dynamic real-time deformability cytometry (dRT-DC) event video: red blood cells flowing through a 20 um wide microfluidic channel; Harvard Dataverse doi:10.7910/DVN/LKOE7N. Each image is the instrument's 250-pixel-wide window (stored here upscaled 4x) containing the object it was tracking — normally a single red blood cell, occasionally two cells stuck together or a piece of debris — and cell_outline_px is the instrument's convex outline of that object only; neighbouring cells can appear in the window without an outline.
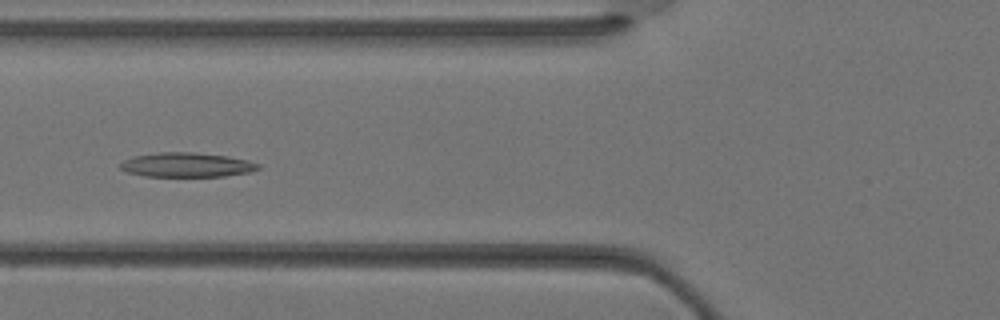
{"species": "Egyptian fruit bat (a non-hibernating species)", "species_latin": "Rousettus aegyptiacus", "temperature_condition": "warm", "stored_images_in_passage": 35, "camera_frame_rate_fps": 3000, "um_per_image_px": 0.085, "animal": {"sex": "female"}, "frame": {"image": 1, "passage_image": 13, "time_ms": 4.0, "image_size_px": [1000, 320], "cell_outline_px": [[260, 168], [252, 172], [224, 176], [144, 176], [128, 172], [120, 168], [120, 164], [124, 160], [132, 156], [160, 152], [192, 152], [228, 156], [248, 160], [260, 164]], "centroid_in_image_um": [15.89, 14.01], "position_along_channel_um": 109.9, "area_um2": 19.65}}
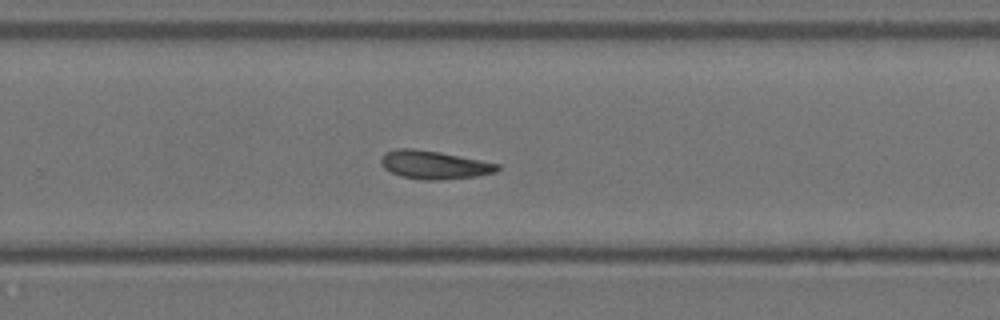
{"frame": {"image": 2, "passage_image": 23, "time_ms": 7.333, "image_size_px": [1000, 320], "cell_outline_px": [[500, 168], [496, 172], [476, 176], [440, 180], [424, 180], [400, 176], [384, 168], [380, 164], [380, 156], [384, 152], [396, 148], [412, 148], [440, 152], [500, 164]], "centroid_in_image_um": [36.86, 14.0], "position_along_channel_um": 292.9, "area_um2": 19.31}}
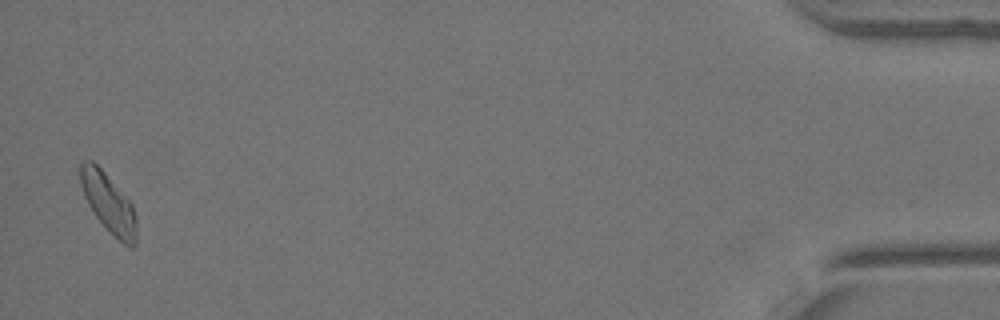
{"frame": {"image": 3, "passage_image": 35, "time_ms": 11.333, "image_size_px": [1000, 320], "cell_outline_px": [[136, 244], [132, 248], [124, 244], [96, 216], [88, 204], [84, 196], [80, 184], [80, 164], [84, 160], [92, 160], [104, 172], [132, 204], [136, 220]], "centroid_in_image_um": [9.21, 17.23], "position_along_channel_um": 426.0, "area_um2": 18.79}}